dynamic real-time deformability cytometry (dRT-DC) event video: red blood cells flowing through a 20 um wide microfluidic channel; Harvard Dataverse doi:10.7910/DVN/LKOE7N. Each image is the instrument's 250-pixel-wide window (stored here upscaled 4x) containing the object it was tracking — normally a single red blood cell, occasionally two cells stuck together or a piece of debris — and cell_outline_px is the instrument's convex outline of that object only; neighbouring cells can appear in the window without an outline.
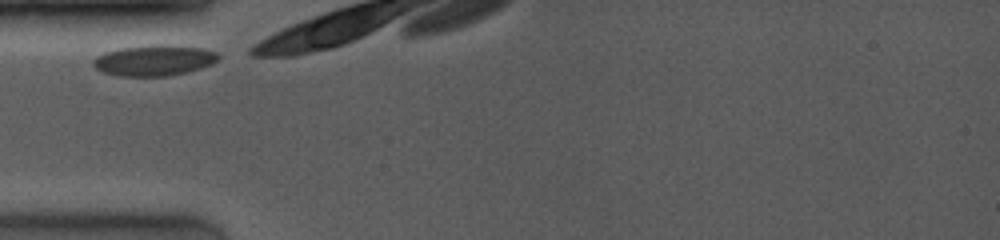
{"species": "common noctule bat (a hibernating species)", "species_latin": "Nyctalus noctula", "temperature_condition": "room temperature", "stored_images_in_passage": 11, "camera_frame_rate_fps": 4000, "um_per_image_px": 0.085, "animal": {"sex": "female", "body_mass_g": 19.0, "forearm_length_mm": 53.3}, "frame": {"image": 1, "passage_image": 1, "time_ms": 0.0, "image_size_px": [1000, 240], "cell_outline_px": [[220, 60], [212, 64], [188, 72], [168, 76], [116, 76], [104, 72], [96, 68], [92, 64], [92, 60], [96, 56], [104, 52], [120, 48], [152, 44], [168, 44], [204, 48], [216, 52], [220, 56]], "centroid_in_image_um": [13.12, 5.12], "position_along_channel_um": 71.9, "area_um2": 22.83}}